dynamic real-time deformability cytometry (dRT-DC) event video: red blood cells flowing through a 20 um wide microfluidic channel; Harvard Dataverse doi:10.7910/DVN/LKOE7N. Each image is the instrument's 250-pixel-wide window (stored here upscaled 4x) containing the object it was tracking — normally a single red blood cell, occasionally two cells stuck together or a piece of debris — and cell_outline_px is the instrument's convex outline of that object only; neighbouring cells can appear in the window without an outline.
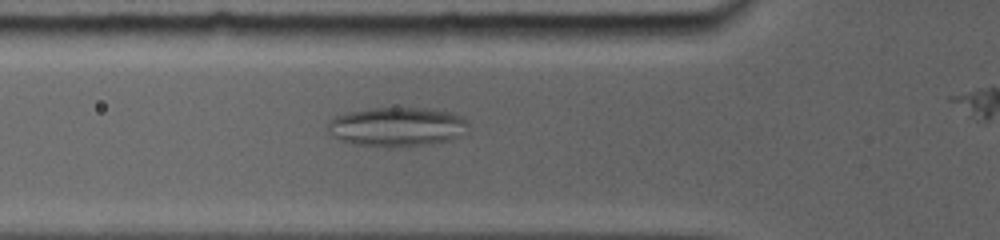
{"species": "common noctule bat (a hibernating species)", "species_latin": "Nyctalus noctula", "temperature_condition": "room temperature", "stored_images_in_passage": 52, "camera_frame_rate_fps": 5000, "um_per_image_px": 0.085, "animal": {"sex": "female", "body_mass_g": 19.0, "forearm_length_mm": 56.7}, "frame": {"image": 1, "passage_image": 25, "time_ms": 6.2, "image_size_px": [1000, 240], "cell_outline_px": [[464, 120], [444, 140], [412, 144], [364, 144], [344, 140], [336, 136], [332, 124], [332, 120], [336, 116], [352, 112], [372, 108], [428, 108], [448, 112], [464, 116]], "centroid_in_image_um": [33.65, 10.69], "position_along_channel_um": 92.1, "area_um2": 28.55}}
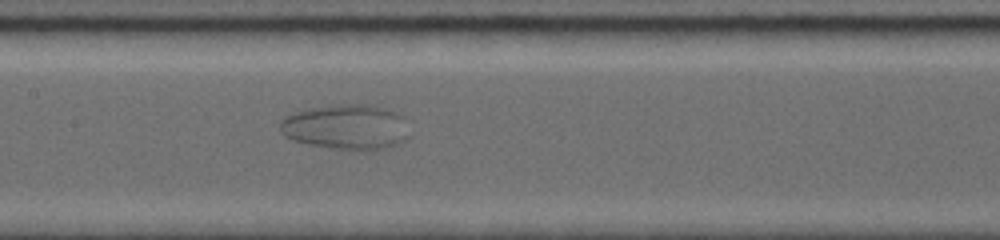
{"frame": {"image": 2, "passage_image": 39, "time_ms": 8.8, "image_size_px": [1000, 240], "cell_outline_px": [[400, 116], [392, 144], [376, 148], [356, 148], [312, 144], [296, 140], [288, 136], [280, 128], [280, 124], [288, 116], [296, 112], [312, 108], [340, 104], [372, 104], [396, 112]], "centroid_in_image_um": [29.2, 10.7], "position_along_channel_um": 178.2, "area_um2": 30.46}}
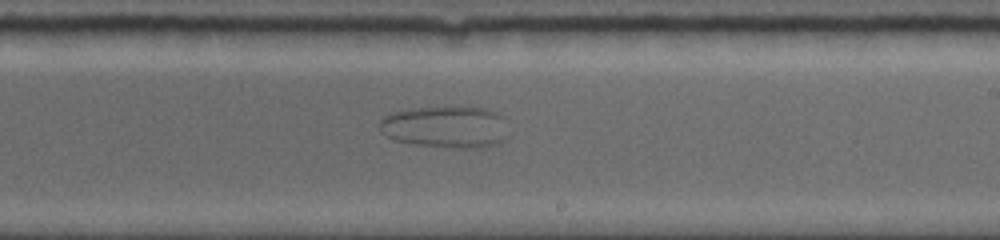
{"frame": {"image": 3, "passage_image": 51, "time_ms": 11.0, "image_size_px": [1000, 240], "cell_outline_px": [[504, 116], [500, 140], [496, 144], [480, 148], [456, 148], [416, 144], [392, 140], [380, 128], [380, 120], [384, 116], [396, 112], [416, 108], [468, 104], [488, 108]], "centroid_in_image_um": [37.86, 10.74], "position_along_channel_um": 251.1, "area_um2": 31.5}}